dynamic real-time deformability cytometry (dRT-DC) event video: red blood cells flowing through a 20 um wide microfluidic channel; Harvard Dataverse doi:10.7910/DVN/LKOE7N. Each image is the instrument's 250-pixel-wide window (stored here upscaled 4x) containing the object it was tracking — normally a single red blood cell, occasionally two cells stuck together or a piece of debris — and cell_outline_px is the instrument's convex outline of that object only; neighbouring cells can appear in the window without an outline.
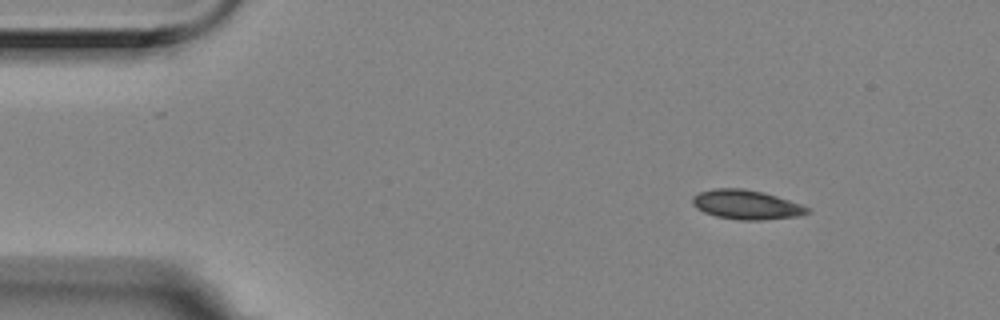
{"species": "Egyptian fruit bat (a non-hibernating species)", "species_latin": "Rousettus aegyptiacus", "temperature_condition": "room temperature", "stored_images_in_passage": 4, "camera_frame_rate_fps": 3000, "um_per_image_px": 0.085, "animal": {"sex": "female"}, "frame": {"image": 1, "passage_image": 1, "time_ms": 0.0, "image_size_px": [1000, 320], "cell_outline_px": [[812, 212], [800, 216], [760, 220], [740, 220], [716, 216], [704, 212], [696, 208], [692, 204], [692, 196], [700, 192], [712, 188], [744, 188], [776, 196], [800, 204], [808, 208]], "centroid_in_image_um": [63.42, 17.4], "position_along_channel_um": 21.6, "area_um2": 19.59}}
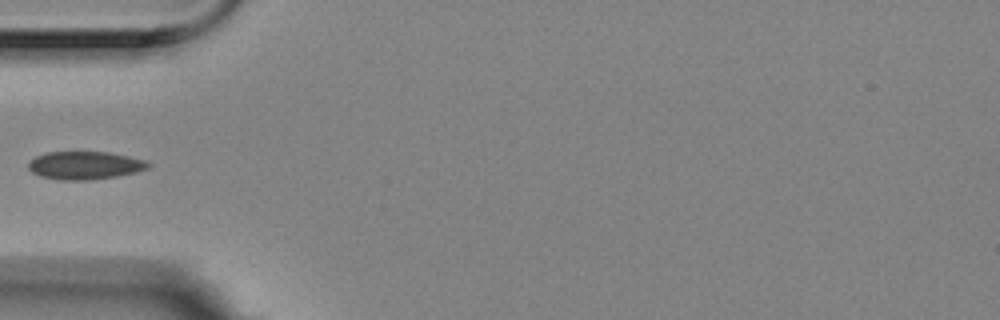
{"frame": {"image": 2, "passage_image": 4, "time_ms": 1.0, "image_size_px": [1000, 320], "cell_outline_px": [[152, 164], [148, 168], [136, 172], [116, 176], [88, 180], [60, 180], [40, 176], [32, 172], [28, 168], [28, 164], [36, 156], [48, 152], [108, 152], [128, 156], [144, 160]], "centroid_in_image_um": [7.22, 14.06], "position_along_channel_um": 77.8, "area_um2": 19.42}}